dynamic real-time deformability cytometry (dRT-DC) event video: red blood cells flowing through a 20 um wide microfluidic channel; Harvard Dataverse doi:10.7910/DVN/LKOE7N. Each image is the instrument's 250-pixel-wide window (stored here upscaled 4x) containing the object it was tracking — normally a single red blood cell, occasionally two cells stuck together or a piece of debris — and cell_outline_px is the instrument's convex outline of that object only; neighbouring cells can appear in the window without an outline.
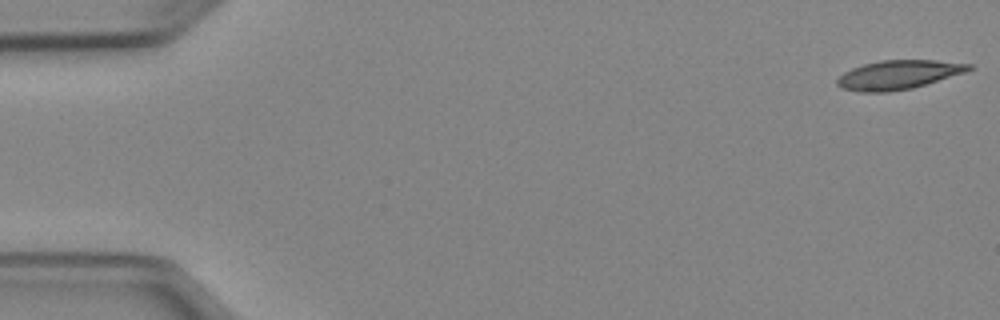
{"species": "Egyptian fruit bat (a non-hibernating species)", "species_latin": "Rousettus aegyptiacus", "temperature_condition": "cold", "stored_images_in_passage": 51, "camera_frame_rate_fps": 3000, "um_per_image_px": 0.085, "animal": {"sex": "female"}, "frame": {"image": 1, "passage_image": 1, "time_ms": 0.0, "image_size_px": [1000, 320], "cell_outline_px": [[972, 68], [964, 72], [912, 88], [888, 92], [860, 92], [840, 88], [836, 84], [836, 80], [844, 72], [852, 68], [864, 64], [880, 60], [936, 60], [972, 64]], "centroid_in_image_um": [76.31, 6.35], "position_along_channel_um": 8.7, "area_um2": 22.08}}
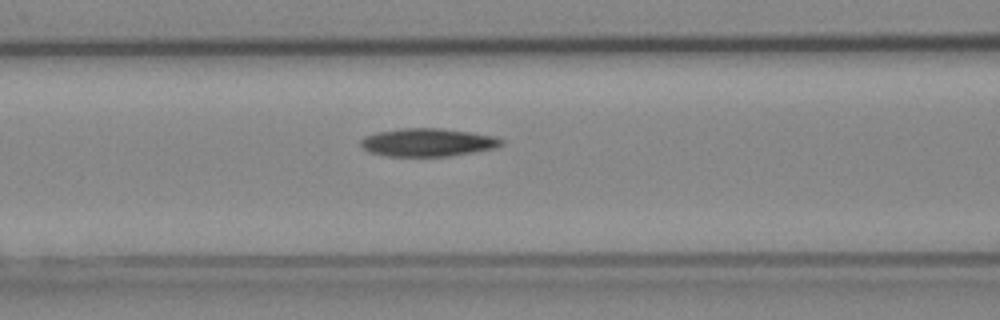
{"frame": {"image": 2, "passage_image": 21, "time_ms": 6.667, "image_size_px": [1000, 320], "cell_outline_px": [[504, 144], [496, 148], [448, 156], [388, 156], [368, 152], [360, 148], [360, 140], [364, 136], [376, 132], [400, 128], [440, 128], [496, 136], [504, 140]], "centroid_in_image_um": [36.32, 12.1], "position_along_channel_um": 130.3, "area_um2": 23.18}}
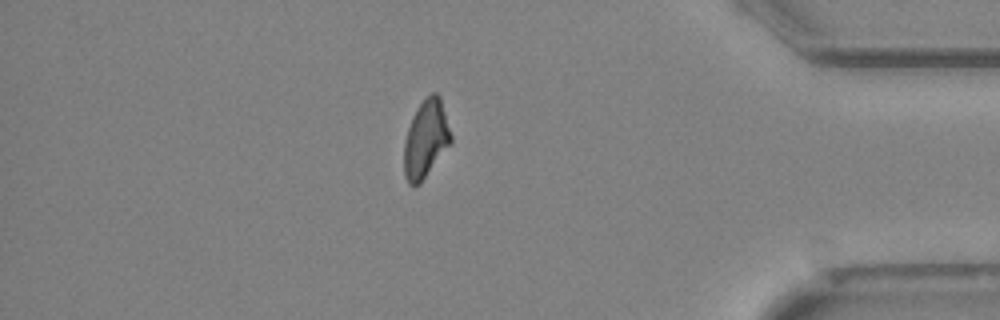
{"frame": {"image": 3, "passage_image": 44, "time_ms": 14.333, "image_size_px": [1000, 320], "cell_outline_px": [[452, 144], [420, 184], [408, 184], [404, 176], [404, 144], [408, 128], [412, 116], [420, 104], [432, 92], [436, 92], [440, 96], [452, 136]], "centroid_in_image_um": [36.21, 11.84], "position_along_channel_um": 399.0, "area_um2": 21.33}}